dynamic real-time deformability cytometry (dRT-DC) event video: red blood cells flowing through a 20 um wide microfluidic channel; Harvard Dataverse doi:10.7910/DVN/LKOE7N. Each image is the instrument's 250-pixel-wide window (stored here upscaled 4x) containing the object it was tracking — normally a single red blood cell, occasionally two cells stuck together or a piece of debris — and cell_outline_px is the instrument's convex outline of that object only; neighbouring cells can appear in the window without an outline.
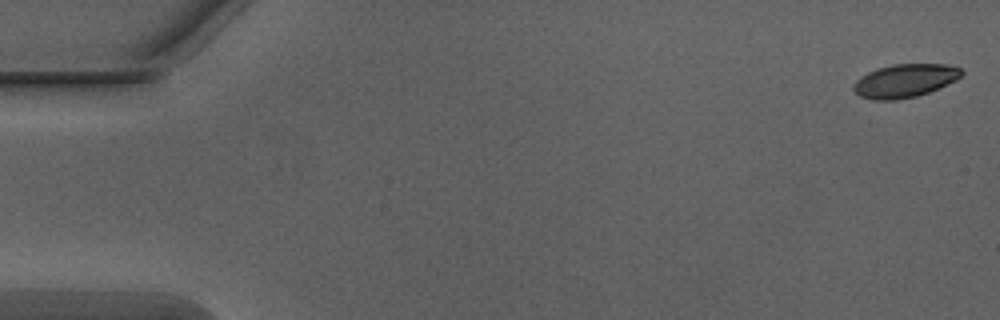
{"species": "Egyptian fruit bat (a non-hibernating species)", "species_latin": "Rousettus aegyptiacus", "temperature_condition": "warm", "stored_images_in_passage": 15, "camera_frame_rate_fps": 3000, "um_per_image_px": 0.085, "animal": {"sex": "male"}, "frame": {"image": 1, "passage_image": 1, "time_ms": 0.0, "image_size_px": [1000, 320], "cell_outline_px": [[964, 72], [956, 80], [928, 92], [916, 96], [896, 100], [876, 100], [860, 96], [852, 88], [852, 84], [860, 76], [876, 68], [892, 64], [948, 64], [960, 68]], "centroid_in_image_um": [76.88, 6.85], "position_along_channel_um": 8.1, "area_um2": 20.98}}
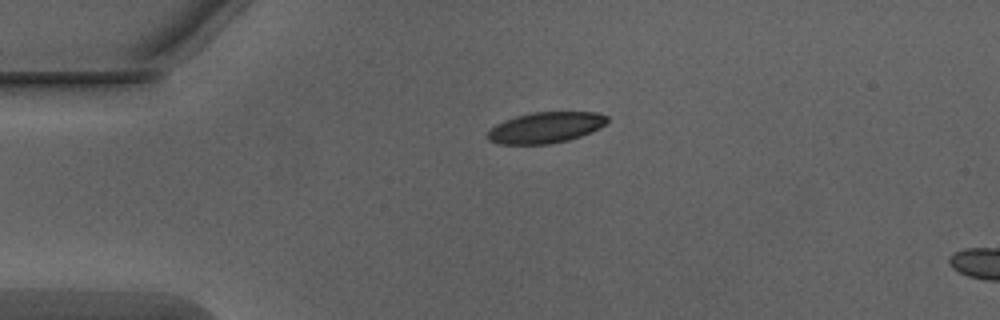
{"frame": {"image": 2, "passage_image": 12, "time_ms": 3.667, "image_size_px": [1000, 320], "cell_outline_px": [[608, 120], [600, 128], [592, 132], [568, 140], [548, 144], [500, 144], [488, 140], [488, 128], [504, 120], [516, 116], [532, 112], [596, 112], [608, 116]], "centroid_in_image_um": [46.36, 10.84], "position_along_channel_um": 38.6, "area_um2": 21.62}}